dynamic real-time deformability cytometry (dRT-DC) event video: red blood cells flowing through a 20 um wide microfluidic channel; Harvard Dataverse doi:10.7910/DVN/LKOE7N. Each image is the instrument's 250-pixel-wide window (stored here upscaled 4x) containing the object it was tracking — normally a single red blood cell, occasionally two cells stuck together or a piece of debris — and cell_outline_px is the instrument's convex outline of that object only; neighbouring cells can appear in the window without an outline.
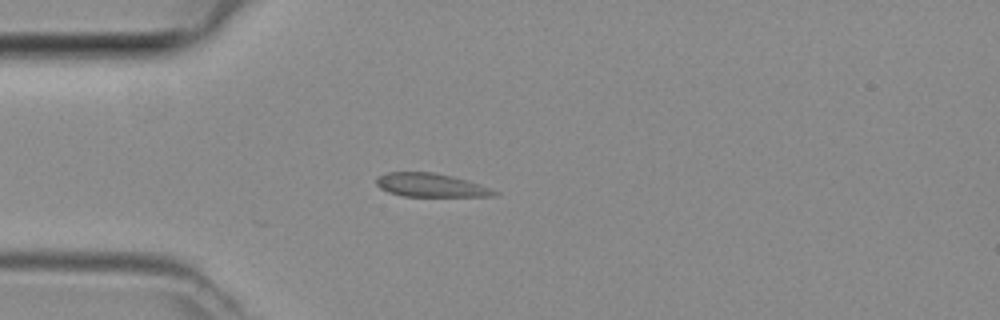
{"species": "common noctule bat (a hibernating species)", "species_latin": "Nyctalus noctula", "temperature_condition": "room temperature", "stored_images_in_passage": 47, "camera_frame_rate_fps": 3000, "um_per_image_px": 0.085, "animal": {"sex": "female", "body_mass_g": 29.2, "forearm_length_mm": 56.3}, "frame": {"image": 1, "passage_image": 13, "time_ms": 4.0, "image_size_px": [1000, 320], "cell_outline_px": [[500, 192], [496, 196], [404, 196], [388, 192], [380, 188], [376, 184], [376, 176], [388, 172], [432, 172], [452, 176], [468, 180], [480, 184]], "centroid_in_image_um": [36.61, 15.73], "position_along_channel_um": 48.4, "area_um2": 16.24}}
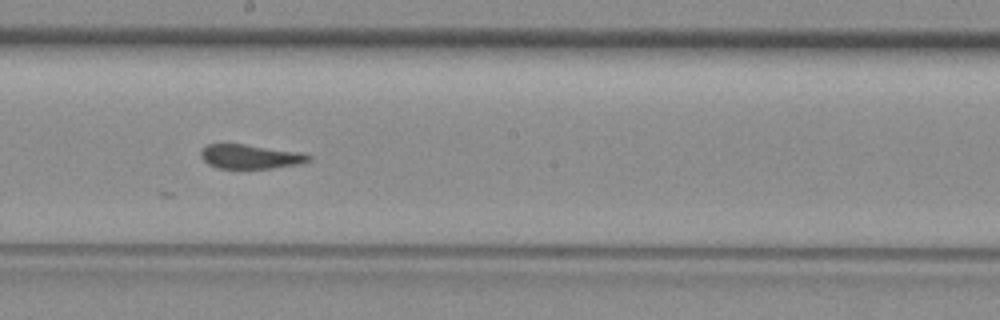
{"frame": {"image": 2, "passage_image": 26, "time_ms": 8.333, "image_size_px": [1000, 320], "cell_outline_px": [[312, 160], [300, 164], [272, 168], [216, 168], [208, 164], [200, 156], [200, 152], [208, 144], [244, 144], [300, 152], [312, 156]], "centroid_in_image_um": [21.3, 13.31], "position_along_channel_um": 226.9, "area_um2": 15.2}}
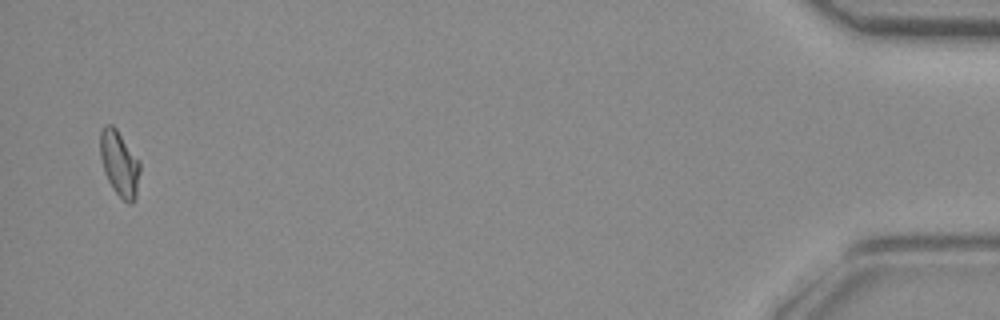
{"frame": {"image": 3, "passage_image": 46, "time_ms": 15.0, "image_size_px": [1000, 320], "cell_outline_px": [[140, 172], [136, 200], [132, 204], [128, 204], [112, 188], [104, 172], [100, 156], [100, 132], [104, 124], [112, 124], [116, 128], [140, 160]], "centroid_in_image_um": [10.17, 13.9], "position_along_channel_um": 425.0, "area_um2": 15.43}}